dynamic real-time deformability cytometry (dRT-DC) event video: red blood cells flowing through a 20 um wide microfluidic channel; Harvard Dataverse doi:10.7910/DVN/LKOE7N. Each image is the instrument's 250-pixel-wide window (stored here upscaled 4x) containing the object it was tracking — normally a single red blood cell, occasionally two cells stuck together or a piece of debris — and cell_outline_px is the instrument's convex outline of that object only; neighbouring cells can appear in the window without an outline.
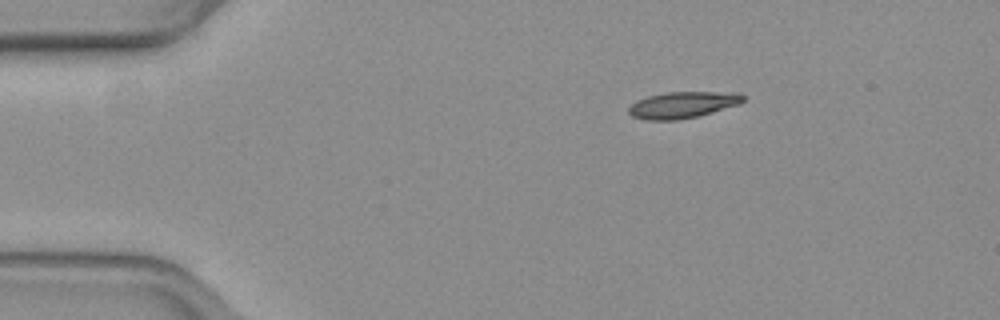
{"species": "common noctule bat (a hibernating species)", "species_latin": "Nyctalus noctula", "temperature_condition": "warm", "stored_images_in_passage": 7, "camera_frame_rate_fps": 3000, "um_per_image_px": 0.085, "animal": {"sex": "female", "body_mass_g": 19.3, "forearm_length_mm": 54.1}, "frame": {"image": 1, "passage_image": 1, "time_ms": 0.0, "image_size_px": [1000, 320], "cell_outline_px": [[744, 100], [740, 104], [712, 112], [696, 116], [676, 120], [648, 120], [632, 116], [628, 112], [628, 108], [636, 100], [648, 96], [668, 92], [732, 92], [744, 96]], "centroid_in_image_um": [58.01, 8.91], "position_along_channel_um": 27.0, "area_um2": 17.46}}